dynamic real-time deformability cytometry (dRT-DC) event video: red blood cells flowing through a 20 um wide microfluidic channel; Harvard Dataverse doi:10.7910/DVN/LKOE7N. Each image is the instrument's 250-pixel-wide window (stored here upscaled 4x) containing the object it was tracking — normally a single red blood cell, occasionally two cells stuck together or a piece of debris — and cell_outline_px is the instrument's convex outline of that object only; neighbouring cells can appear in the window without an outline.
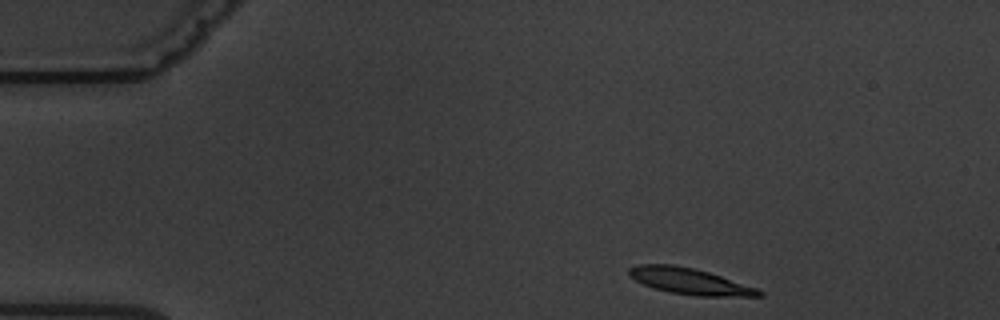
{"species": "common noctule bat (a hibernating species)", "species_latin": "Nyctalus noctula", "temperature_condition": "warm", "stored_images_in_passage": 5, "camera_frame_rate_fps": 3000, "um_per_image_px": 0.085, "animal": {"sex": "male", "body_mass_g": 19.5, "forearm_length_mm": 54.6}, "frame": {"image": 1, "passage_image": 1, "time_ms": 0.0, "image_size_px": [1000, 320], "cell_outline_px": [[764, 296], [696, 296], [668, 292], [652, 288], [628, 276], [628, 268], [640, 264], [672, 264], [692, 268], [708, 272], [756, 288], [764, 292]], "centroid_in_image_um": [58.58, 23.91], "position_along_channel_um": 26.4, "area_um2": 19.71}}
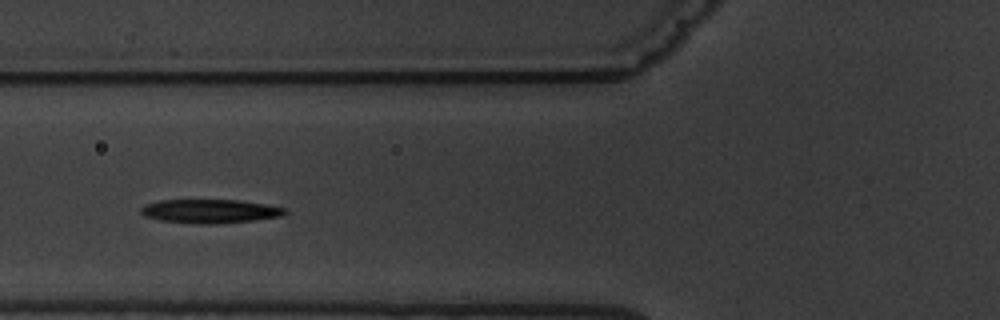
{"frame": {"image": 2, "passage_image": 5, "time_ms": 4.333, "image_size_px": [1000, 320], "cell_outline_px": [[288, 212], [284, 216], [252, 220], [212, 224], [200, 224], [160, 220], [144, 216], [140, 212], [140, 208], [144, 204], [160, 200], [240, 200], [268, 204], [288, 208]], "centroid_in_image_um": [17.89, 17.94], "position_along_channel_um": 107.9, "area_um2": 20.17}}